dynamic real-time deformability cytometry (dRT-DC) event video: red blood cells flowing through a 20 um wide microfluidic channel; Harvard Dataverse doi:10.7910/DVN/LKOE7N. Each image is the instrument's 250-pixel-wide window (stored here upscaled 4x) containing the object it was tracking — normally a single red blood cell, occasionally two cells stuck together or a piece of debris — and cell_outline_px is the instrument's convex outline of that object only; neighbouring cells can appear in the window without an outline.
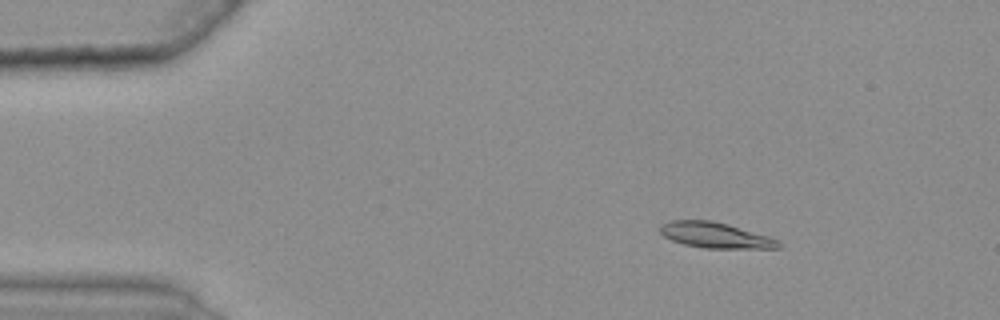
{"species": "common noctule bat (a hibernating species)", "species_latin": "Nyctalus noctula", "temperature_condition": "warm", "stored_images_in_passage": 47, "camera_frame_rate_fps": 3000, "um_per_image_px": 0.085, "animal": {"sex": "female", "body_mass_g": 25.1}, "frame": {"image": 1, "passage_image": 9, "time_ms": 2.667, "image_size_px": [1000, 320], "cell_outline_px": [[780, 248], [704, 248], [684, 244], [672, 240], [664, 236], [660, 232], [660, 228], [664, 224], [672, 220], [712, 220], [728, 224], [772, 236], [780, 240]], "centroid_in_image_um": [60.88, 19.99], "position_along_channel_um": 24.1, "area_um2": 17.74}}
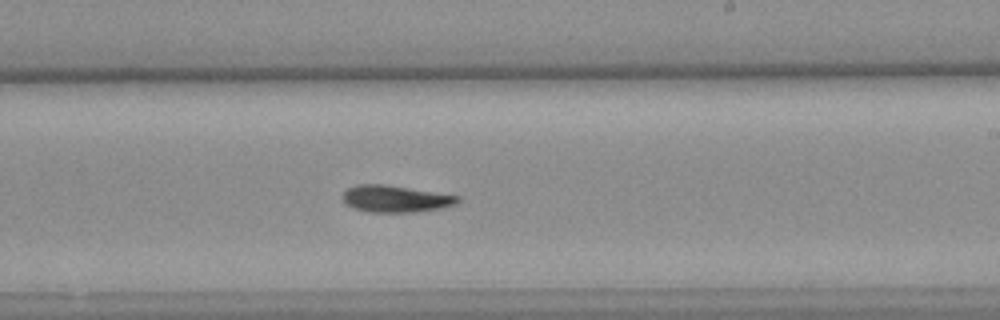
{"frame": {"image": 2, "passage_image": 34, "time_ms": 11.0, "image_size_px": [1000, 320], "cell_outline_px": [[460, 200], [456, 204], [440, 208], [412, 212], [368, 212], [352, 208], [340, 196], [348, 188], [356, 184], [384, 184], [460, 196]], "centroid_in_image_um": [33.58, 16.89], "position_along_channel_um": 255.4, "area_um2": 17.92}}
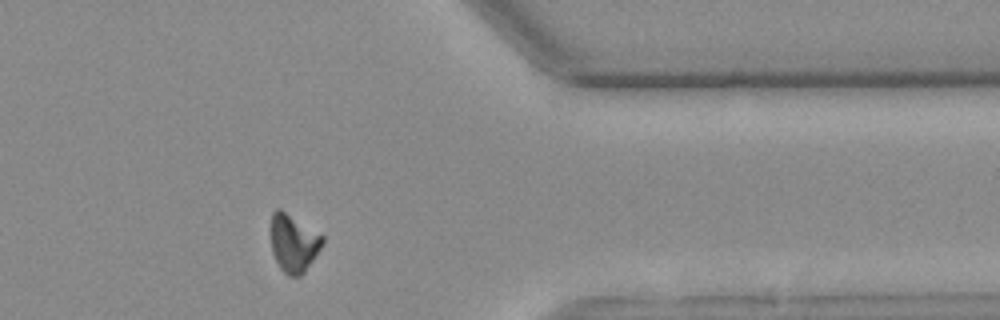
{"frame": {"image": 3, "passage_image": 46, "time_ms": 15.0, "image_size_px": [1000, 320], "cell_outline_px": [[324, 244], [304, 272], [300, 276], [288, 276], [280, 268], [272, 252], [272, 212], [276, 208], [280, 208], [324, 236]], "centroid_in_image_um": [24.97, 20.66], "position_along_channel_um": 386.4, "area_um2": 17.22}}